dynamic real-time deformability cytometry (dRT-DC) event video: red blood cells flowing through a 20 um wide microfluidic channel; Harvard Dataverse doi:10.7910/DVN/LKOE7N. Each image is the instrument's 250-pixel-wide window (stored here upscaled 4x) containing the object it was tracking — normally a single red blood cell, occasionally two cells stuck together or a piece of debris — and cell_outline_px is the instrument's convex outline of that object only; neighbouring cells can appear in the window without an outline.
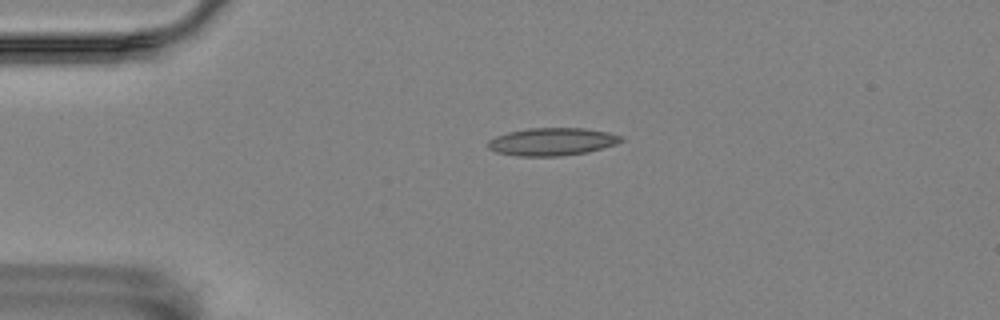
{"species": "Egyptian fruit bat (a non-hibernating species)", "species_latin": "Rousettus aegyptiacus", "temperature_condition": "room temperature", "stored_images_in_passage": 50, "camera_frame_rate_fps": 3000, "um_per_image_px": 0.085, "animal": {"sex": "female"}, "frame": {"image": 1, "passage_image": 7, "time_ms": 2.0, "image_size_px": [1000, 320], "cell_outline_px": [[624, 140], [616, 144], [588, 152], [560, 156], [516, 156], [496, 152], [488, 148], [488, 140], [496, 136], [508, 132], [528, 128], [584, 128], [608, 132], [624, 136]], "centroid_in_image_um": [46.94, 12.04], "position_along_channel_um": 38.1, "area_um2": 21.62}}
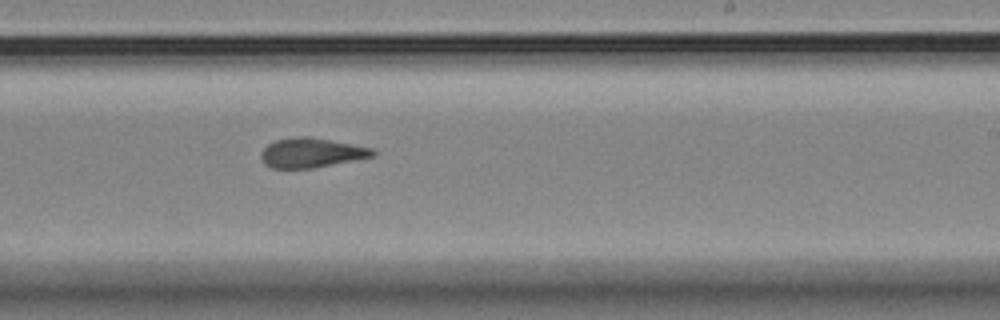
{"frame": {"image": 2, "passage_image": 29, "time_ms": 9.333, "image_size_px": [1000, 320], "cell_outline_px": [[376, 156], [312, 168], [272, 168], [264, 164], [260, 156], [260, 152], [268, 144], [276, 140], [296, 136], [308, 136], [372, 148], [376, 152]], "centroid_in_image_um": [26.45, 12.99], "position_along_channel_um": 262.6, "area_um2": 19.19}}
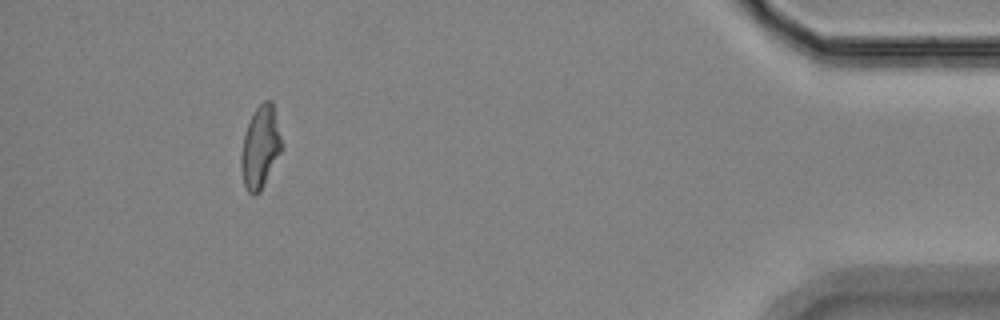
{"frame": {"image": 3, "passage_image": 47, "time_ms": 15.333, "image_size_px": [1000, 320], "cell_outline_px": [[284, 148], [260, 192], [256, 196], [252, 196], [248, 192], [244, 184], [240, 168], [240, 156], [244, 136], [248, 124], [256, 108], [264, 100], [272, 100]], "centroid_in_image_um": [22.14, 12.55], "position_along_channel_um": 413.1, "area_um2": 19.65}}